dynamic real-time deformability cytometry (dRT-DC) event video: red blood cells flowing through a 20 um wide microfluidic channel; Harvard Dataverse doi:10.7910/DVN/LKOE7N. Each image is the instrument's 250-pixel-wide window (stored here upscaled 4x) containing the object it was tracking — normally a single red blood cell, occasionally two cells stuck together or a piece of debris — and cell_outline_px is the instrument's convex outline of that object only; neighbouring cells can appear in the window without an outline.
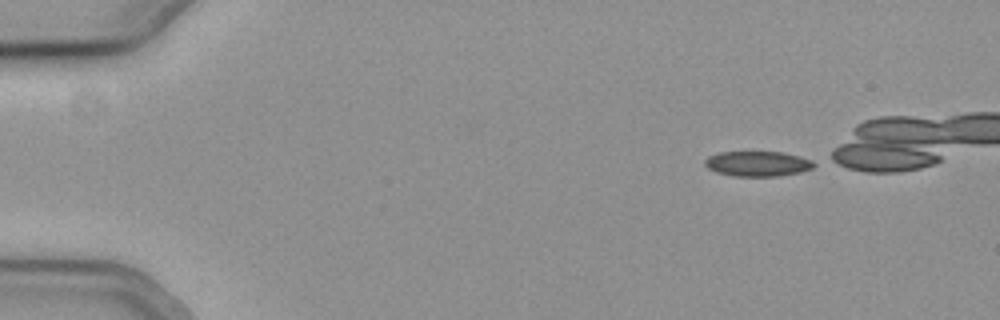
{"species": "common noctule bat (a hibernating species)", "species_latin": "Nyctalus noctula", "temperature_condition": "cold", "stored_images_in_passage": 40, "camera_frame_rate_fps": 3000, "um_per_image_px": 0.085, "animal": {"sex": "female", "body_mass_g": 19.3, "forearm_length_mm": 54.1}, "frame": {"image": 1, "passage_image": 1, "time_ms": 0.0, "image_size_px": [1000, 320], "cell_outline_px": [[816, 164], [812, 168], [800, 172], [780, 176], [732, 176], [716, 172], [708, 168], [704, 164], [704, 160], [708, 156], [720, 152], [784, 152], [800, 156], [812, 160]], "centroid_in_image_um": [64.4, 13.91], "position_along_channel_um": 20.6, "area_um2": 16.07}}
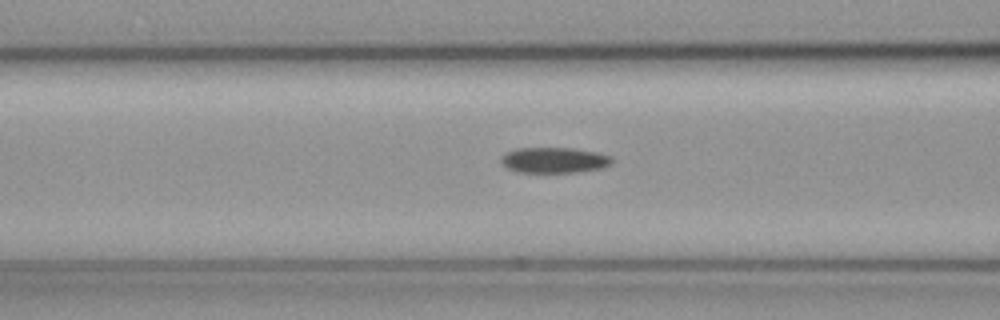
{"frame": {"image": 2, "passage_image": 17, "time_ms": 5.333, "image_size_px": [1000, 320], "cell_outline_px": [[612, 164], [604, 168], [580, 172], [516, 172], [500, 164], [500, 160], [508, 152], [516, 148], [572, 148], [596, 152], [612, 156]], "centroid_in_image_um": [47.14, 13.62], "position_along_channel_um": 119.5, "area_um2": 16.65}}
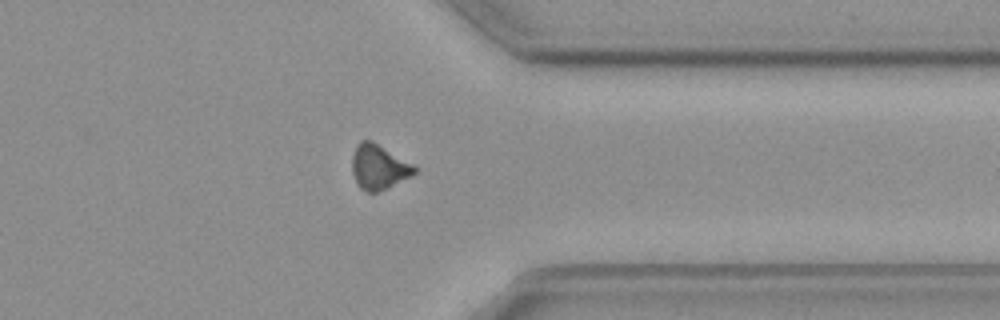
{"frame": {"image": 3, "passage_image": 38, "time_ms": 12.333, "image_size_px": [1000, 320], "cell_outline_px": [[416, 172], [412, 176], [388, 188], [376, 192], [368, 192], [360, 188], [356, 184], [352, 172], [352, 156], [356, 144], [360, 140], [372, 140], [412, 164], [416, 168]], "centroid_in_image_um": [32.17, 14.2], "position_along_channel_um": 379.2, "area_um2": 16.36}}